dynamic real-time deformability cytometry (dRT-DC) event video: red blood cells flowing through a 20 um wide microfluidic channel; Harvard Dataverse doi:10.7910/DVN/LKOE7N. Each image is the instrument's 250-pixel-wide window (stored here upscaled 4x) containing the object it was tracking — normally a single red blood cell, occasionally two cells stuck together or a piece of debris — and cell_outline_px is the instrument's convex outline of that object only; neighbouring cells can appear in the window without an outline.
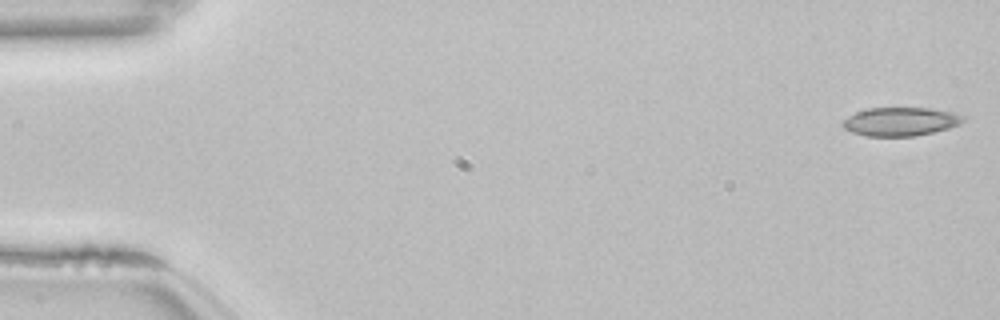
{"species": "common noctule bat (a hibernating species)", "species_latin": "Nyctalus noctula", "temperature_condition": "room temperature", "stored_images_in_passage": 13, "camera_frame_rate_fps": 3000, "um_per_image_px": 0.085, "animal": {"sex": "female", "body_mass_g": 22.7, "forearm_length_mm": 54.2}, "frame": {"image": 1, "passage_image": 1, "time_ms": 0.0, "image_size_px": [1000, 320], "cell_outline_px": [[964, 120], [960, 124], [948, 128], [916, 136], [864, 136], [852, 132], [844, 128], [840, 124], [848, 116], [856, 112], [868, 108], [932, 108], [952, 112], [964, 116]], "centroid_in_image_um": [76.52, 10.33], "position_along_channel_um": 8.5, "area_um2": 20.06}}